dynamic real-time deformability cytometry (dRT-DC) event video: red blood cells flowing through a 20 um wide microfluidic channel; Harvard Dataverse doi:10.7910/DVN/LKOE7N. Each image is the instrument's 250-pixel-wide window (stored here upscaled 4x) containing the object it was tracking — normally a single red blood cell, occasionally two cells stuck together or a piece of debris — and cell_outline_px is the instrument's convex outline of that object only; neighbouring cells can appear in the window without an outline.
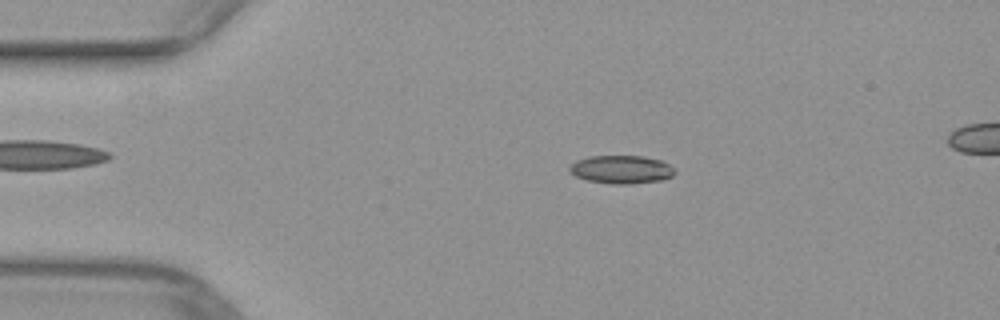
{"species": "common noctule bat (a hibernating species)", "species_latin": "Nyctalus noctula", "temperature_condition": "warm", "stored_images_in_passage": 17, "camera_frame_rate_fps": 3000, "um_per_image_px": 0.085, "animal": {"sex": "female", "body_mass_g": 29.2, "forearm_length_mm": 56.3}, "frame": {"image": 1, "passage_image": 10, "time_ms": 3.0, "image_size_px": [1000, 320], "cell_outline_px": [[676, 172], [672, 176], [664, 180], [628, 184], [612, 184], [588, 180], [576, 176], [568, 168], [576, 160], [588, 156], [644, 156], [660, 160], [676, 168]], "centroid_in_image_um": [52.86, 14.4], "position_along_channel_um": 32.1, "area_um2": 17.34}}
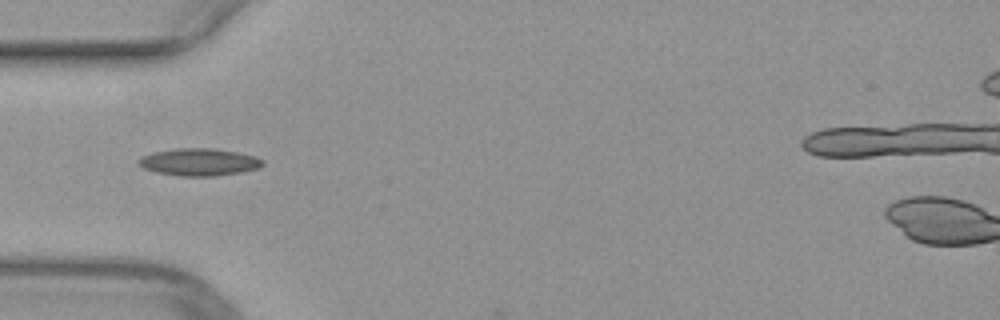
{"frame": {"image": 2, "passage_image": 16, "time_ms": 5.0, "image_size_px": [1000, 320], "cell_outline_px": [[264, 164], [260, 168], [240, 172], [216, 176], [180, 176], [156, 172], [144, 168], [136, 164], [136, 160], [140, 156], [152, 152], [176, 148], [216, 148], [256, 156], [264, 160]], "centroid_in_image_um": [16.9, 13.77], "position_along_channel_um": 68.1, "area_um2": 20.06}}